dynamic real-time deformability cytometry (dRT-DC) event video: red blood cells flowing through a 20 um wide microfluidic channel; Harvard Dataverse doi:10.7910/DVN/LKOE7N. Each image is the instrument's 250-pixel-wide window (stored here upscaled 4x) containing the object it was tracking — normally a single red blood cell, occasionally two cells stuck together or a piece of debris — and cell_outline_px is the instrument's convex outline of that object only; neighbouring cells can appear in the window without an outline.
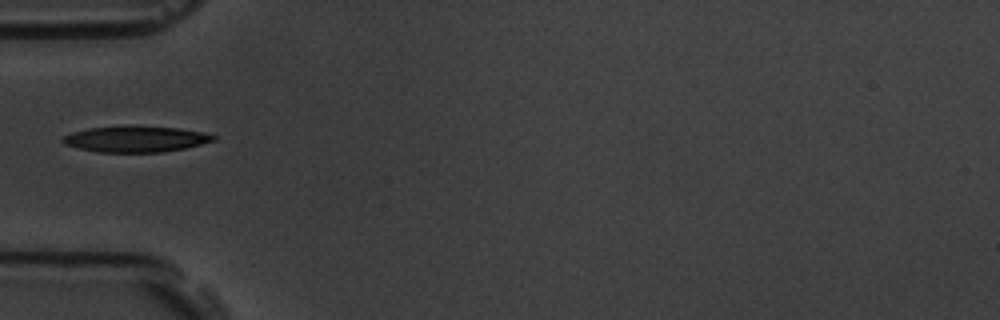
{"species": "common noctule bat (a hibernating species)", "species_latin": "Nyctalus noctula", "temperature_condition": "room temperature", "stored_images_in_passage": 9, "camera_frame_rate_fps": 3000, "um_per_image_px": 0.085, "animal": {"sex": "male", "body_mass_g": 19.5, "forearm_length_mm": 54.6}, "frame": {"image": 1, "passage_image": 1, "time_ms": 0.0, "image_size_px": [1000, 320], "cell_outline_px": [[216, 140], [184, 148], [164, 152], [96, 152], [64, 144], [60, 140], [64, 136], [72, 132], [88, 128], [128, 124], [180, 128], [204, 132], [216, 136]], "centroid_in_image_um": [11.53, 11.79], "position_along_channel_um": 73.5, "area_um2": 23.29}}
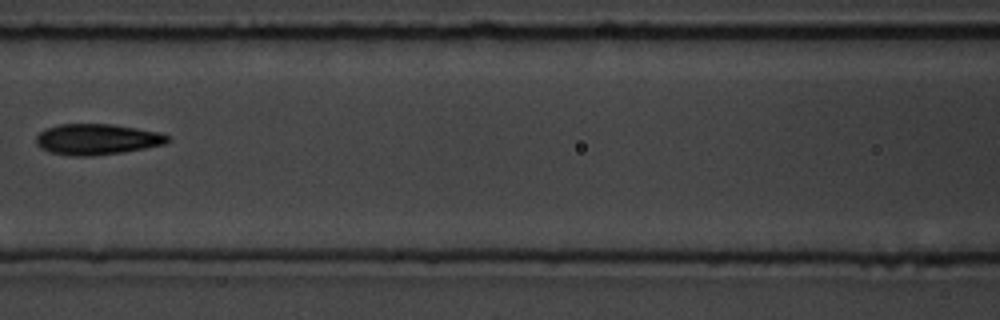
{"frame": {"image": 2, "passage_image": 3, "time_ms": 0.667, "image_size_px": [1000, 320], "cell_outline_px": [[172, 140], [164, 144], [124, 152], [92, 156], [76, 156], [52, 152], [40, 148], [36, 144], [36, 136], [40, 132], [48, 128], [60, 124], [112, 124], [160, 132], [168, 136]], "centroid_in_image_um": [8.26, 11.84], "position_along_channel_um": 158.3, "area_um2": 23.52}}
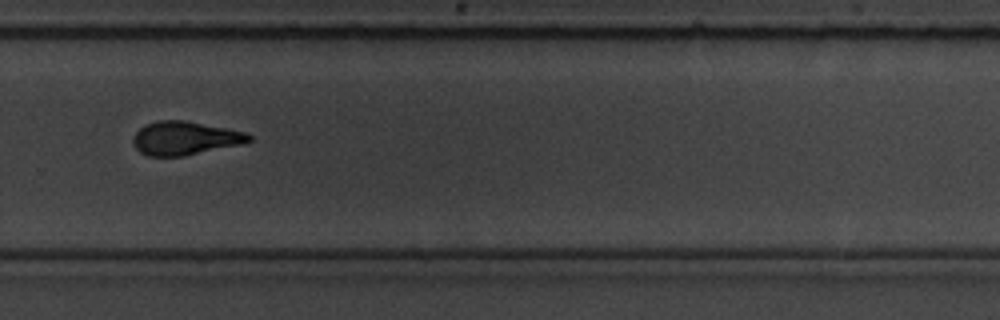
{"frame": {"image": 3, "passage_image": 7, "time_ms": 2.0, "image_size_px": [1000, 320], "cell_outline_px": [[252, 140], [240, 144], [184, 156], [148, 156], [140, 152], [136, 148], [132, 140], [132, 136], [144, 124], [156, 120], [184, 120], [244, 132], [252, 136]], "centroid_in_image_um": [15.66, 11.74], "position_along_channel_um": 314.1, "area_um2": 22.48}}